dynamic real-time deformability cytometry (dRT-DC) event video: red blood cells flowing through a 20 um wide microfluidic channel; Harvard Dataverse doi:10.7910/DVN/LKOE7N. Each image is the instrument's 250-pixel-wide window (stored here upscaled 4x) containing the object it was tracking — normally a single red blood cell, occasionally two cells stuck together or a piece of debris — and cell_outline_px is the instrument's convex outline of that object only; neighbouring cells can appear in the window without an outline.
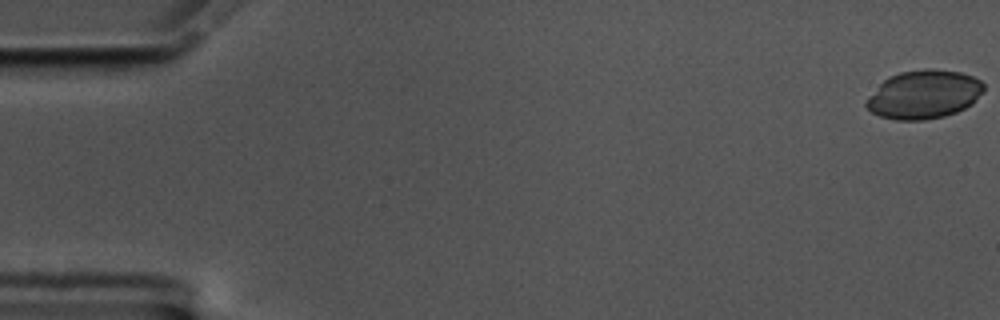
{"species": "common noctule bat (a hibernating species)", "species_latin": "Nyctalus noctula", "temperature_condition": "cold", "stored_images_in_passage": 58, "camera_frame_rate_fps": 3000, "um_per_image_px": 0.085, "animal": {"sex": "male", "body_mass_g": 17.5, "forearm_length_mm": 52.3}, "frame": {"image": 1, "passage_image": 1, "time_ms": 0.0, "image_size_px": [1000, 320], "cell_outline_px": [[984, 92], [972, 104], [956, 112], [944, 116], [924, 120], [896, 120], [880, 116], [872, 112], [864, 104], [864, 100], [888, 76], [900, 72], [924, 68], [932, 68], [960, 72], [972, 76], [980, 80], [984, 84]], "centroid_in_image_um": [78.53, 8.02], "position_along_channel_um": 6.5, "area_um2": 33.47}}